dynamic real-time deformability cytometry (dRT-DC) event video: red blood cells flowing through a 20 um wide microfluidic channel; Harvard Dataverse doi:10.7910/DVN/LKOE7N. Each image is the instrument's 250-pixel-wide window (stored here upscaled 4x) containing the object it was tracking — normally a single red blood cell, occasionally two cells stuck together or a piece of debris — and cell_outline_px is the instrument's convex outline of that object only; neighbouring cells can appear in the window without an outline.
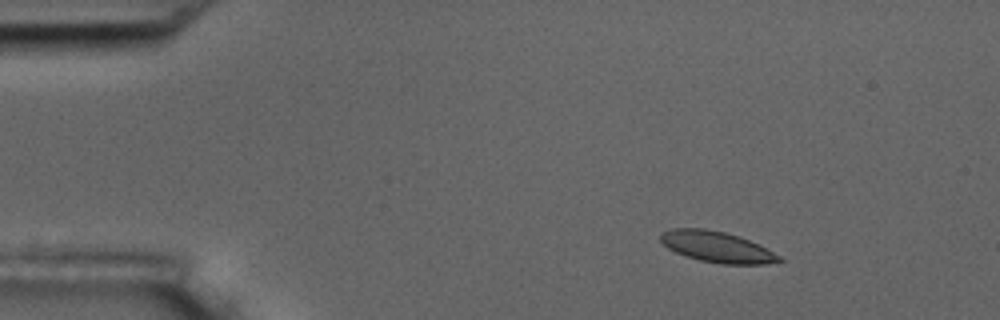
{"species": "common noctule bat (a hibernating species)", "species_latin": "Nyctalus noctula", "temperature_condition": "room temperature", "stored_images_in_passage": 8, "camera_frame_rate_fps": 3000, "um_per_image_px": 0.085, "animal": {"sex": "male", "body_mass_g": 17.5, "forearm_length_mm": 52.3}, "frame": {"image": 1, "passage_image": 2, "time_ms": 1.0, "image_size_px": [1000, 320], "cell_outline_px": [[784, 260], [768, 264], [720, 264], [700, 260], [676, 252], [668, 248], [660, 240], [660, 232], [672, 228], [704, 228], [724, 232], [740, 236], [780, 256]], "centroid_in_image_um": [60.9, 20.98], "position_along_channel_um": 24.1, "area_um2": 21.15}}
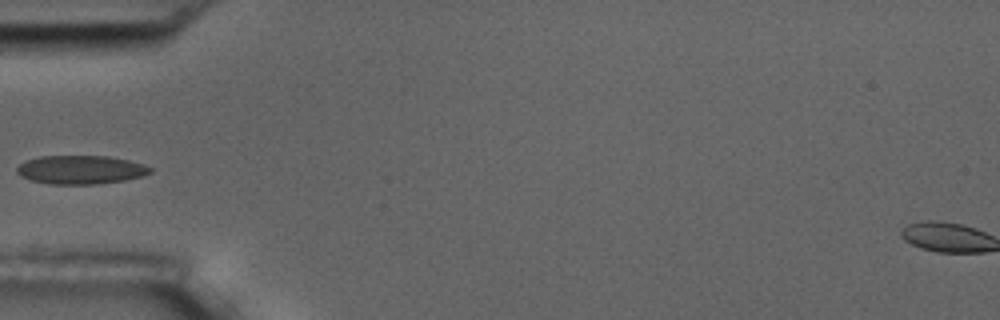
{"frame": {"image": 2, "passage_image": 5, "time_ms": 4.667, "image_size_px": [1000, 320], "cell_outline_px": [[152, 172], [140, 176], [124, 180], [96, 184], [48, 184], [28, 180], [20, 176], [16, 172], [16, 168], [24, 160], [40, 156], [108, 156], [128, 160], [144, 164], [152, 168]], "centroid_in_image_um": [6.8, 14.42], "position_along_channel_um": 78.2, "area_um2": 22.37}}
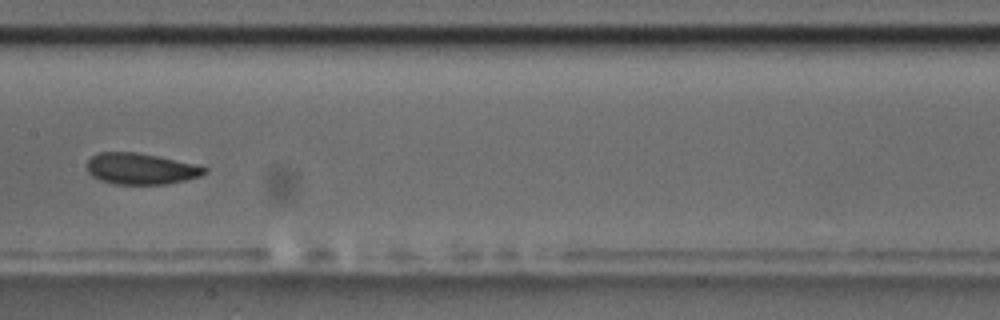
{"frame": {"image": 3, "passage_image": 8, "time_ms": 8.0, "image_size_px": [1000, 320], "cell_outline_px": [[208, 172], [200, 176], [168, 184], [116, 184], [100, 180], [92, 176], [88, 172], [88, 160], [92, 156], [100, 152], [136, 152], [160, 156], [208, 168]], "centroid_in_image_um": [11.97, 14.34], "position_along_channel_um": 195.4, "area_um2": 21.27}}